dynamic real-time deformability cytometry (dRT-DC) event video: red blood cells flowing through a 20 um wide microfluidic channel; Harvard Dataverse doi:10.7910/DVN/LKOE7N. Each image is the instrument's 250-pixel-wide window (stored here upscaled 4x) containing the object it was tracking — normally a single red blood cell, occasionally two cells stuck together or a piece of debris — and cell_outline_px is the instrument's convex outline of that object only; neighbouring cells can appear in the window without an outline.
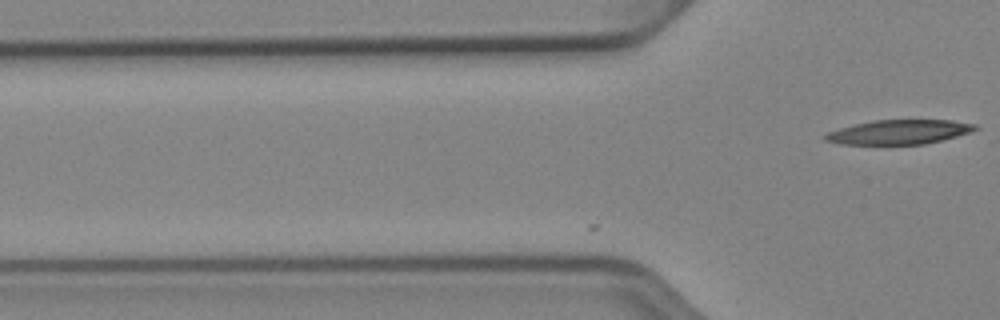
{"species": "Egyptian fruit bat (a non-hibernating species)", "species_latin": "Rousettus aegyptiacus", "temperature_condition": "cold", "stored_images_in_passage": 10, "camera_frame_rate_fps": 3000, "um_per_image_px": 0.085, "animal": {"sex": "female"}, "frame": {"image": 1, "passage_image": 10, "time_ms": 3.0, "image_size_px": [1000, 320], "cell_outline_px": [[976, 128], [968, 132], [956, 136], [924, 144], [840, 144], [824, 140], [820, 136], [828, 132], [840, 128], [872, 120], [952, 120], [976, 124]], "centroid_in_image_um": [76.35, 11.22], "position_along_channel_um": 49.5, "area_um2": 21.1}}